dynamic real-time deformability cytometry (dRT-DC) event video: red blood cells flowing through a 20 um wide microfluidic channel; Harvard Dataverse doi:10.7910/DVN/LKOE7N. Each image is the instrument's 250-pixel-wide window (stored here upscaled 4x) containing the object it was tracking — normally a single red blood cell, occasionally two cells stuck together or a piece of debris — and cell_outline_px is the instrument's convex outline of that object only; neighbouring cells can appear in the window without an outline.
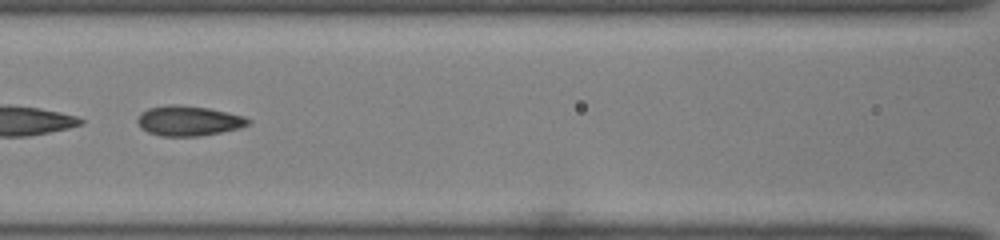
{"species": "common noctule bat (a hibernating species)", "species_latin": "Nyctalus noctula", "temperature_condition": "room temperature", "stored_images_in_passage": 29, "camera_frame_rate_fps": 3000, "um_per_image_px": 0.085, "animal": {"sex": "female", "body_mass_g": 22.0, "forearm_length_mm": 56.7}, "frame": {"image": 1, "passage_image": 17, "time_ms": 5.333, "image_size_px": [1000, 240], "cell_outline_px": [[252, 124], [240, 128], [200, 136], [160, 136], [148, 132], [140, 128], [136, 120], [140, 112], [148, 108], [168, 104], [180, 104], [208, 108], [244, 116], [252, 120]], "centroid_in_image_um": [16.02, 10.26], "position_along_channel_um": 150.6, "area_um2": 19.65}}
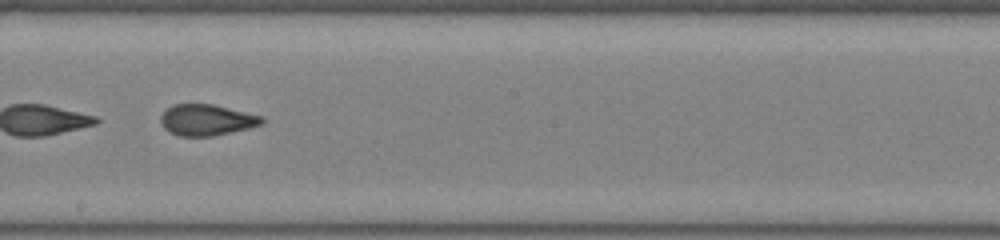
{"frame": {"image": 2, "passage_image": 23, "time_ms": 7.333, "image_size_px": [1000, 240], "cell_outline_px": [[268, 120], [264, 124], [248, 128], [212, 136], [180, 136], [168, 132], [160, 124], [160, 116], [172, 104], [212, 104], [264, 116]], "centroid_in_image_um": [17.59, 10.19], "position_along_channel_um": 230.6, "area_um2": 18.55}}